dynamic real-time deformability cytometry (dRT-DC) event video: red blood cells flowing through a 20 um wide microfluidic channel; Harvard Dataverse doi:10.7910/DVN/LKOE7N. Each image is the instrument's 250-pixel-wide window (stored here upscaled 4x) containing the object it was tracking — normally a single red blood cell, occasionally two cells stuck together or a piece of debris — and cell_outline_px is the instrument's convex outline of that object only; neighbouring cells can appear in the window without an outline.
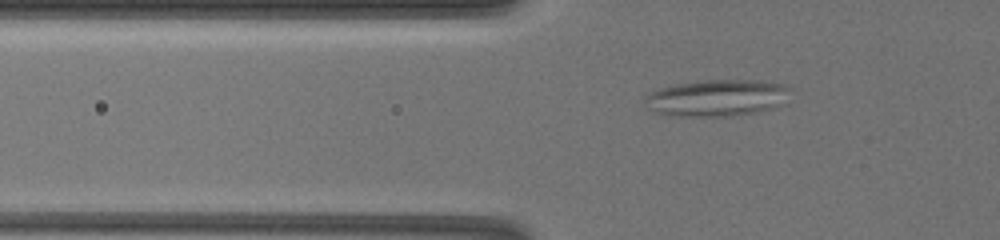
{"species": "common noctule bat (a hibernating species)", "species_latin": "Nyctalus noctula", "temperature_condition": "warm", "stored_images_in_passage": 54, "camera_frame_rate_fps": 3000, "um_per_image_px": 0.085, "animal": {"sex": "female", "body_mass_g": 19.5, "forearm_length_mm": 54.1}, "frame": {"image": 1, "passage_image": 2, "time_ms": 0.333, "image_size_px": [1000, 240], "cell_outline_px": [[792, 88], [768, 108], [752, 112], [732, 116], [676, 116], [656, 112], [644, 96], [648, 92], [660, 88], [676, 84], [704, 80], [756, 80], [784, 84]], "centroid_in_image_um": [60.85, 8.3], "position_along_channel_um": 65.0, "area_um2": 29.94}}
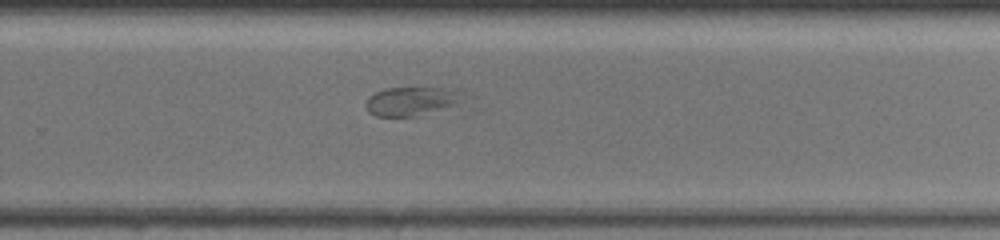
{"frame": {"image": 2, "passage_image": 23, "time_ms": 7.333, "image_size_px": [1000, 240], "cell_outline_px": [[464, 92], [452, 104], [412, 116], [376, 116], [368, 112], [368, 96], [384, 88], [440, 88]], "centroid_in_image_um": [34.83, 8.58], "position_along_channel_um": 295.0, "area_um2": 15.2}}
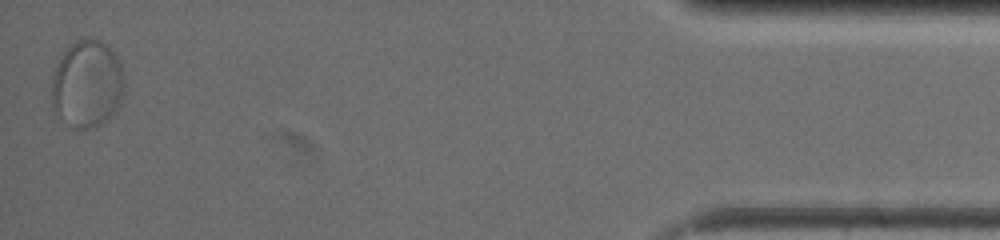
{"frame": {"image": 3, "passage_image": 54, "time_ms": 13.333, "image_size_px": [1000, 240], "cell_outline_px": [[124, 88], [120, 104], [100, 124], [84, 132], [80, 132], [72, 128], [56, 112], [52, 104], [52, 76], [56, 64], [64, 52], [76, 40], [92, 36], [100, 40], [116, 56], [124, 72]], "centroid_in_image_um": [7.4, 7.15], "position_along_channel_um": 427.8, "area_um2": 37.17}}